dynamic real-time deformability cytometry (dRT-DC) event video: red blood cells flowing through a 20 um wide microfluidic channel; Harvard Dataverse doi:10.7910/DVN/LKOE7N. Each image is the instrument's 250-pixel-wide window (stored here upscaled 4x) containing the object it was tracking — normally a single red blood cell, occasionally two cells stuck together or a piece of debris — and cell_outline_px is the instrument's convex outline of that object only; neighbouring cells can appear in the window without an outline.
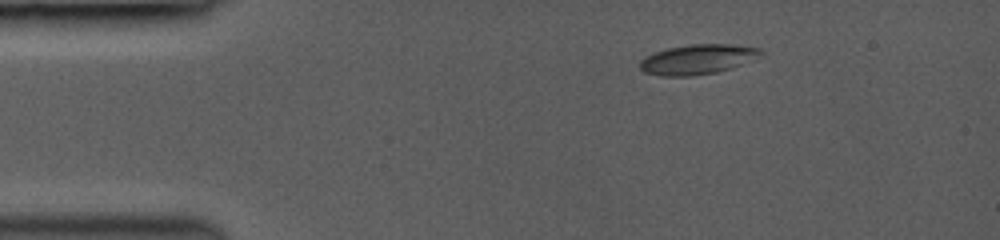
{"species": "common noctule bat (a hibernating species)", "species_latin": "Nyctalus noctula", "temperature_condition": "room temperature", "stored_images_in_passage": 11, "camera_frame_rate_fps": 3000, "um_per_image_px": 0.085, "animal": {"sex": "female", "body_mass_g": 19.0, "forearm_length_mm": 53.3}, "frame": {"image": 1, "passage_image": 1, "time_ms": 0.0, "image_size_px": [1000, 240], "cell_outline_px": [[764, 56], [756, 60], [716, 72], [688, 76], [660, 76], [644, 72], [640, 68], [640, 60], [656, 52], [668, 48], [688, 44], [732, 44], [760, 48], [764, 52]], "centroid_in_image_um": [59.37, 5.03], "position_along_channel_um": 25.6, "area_um2": 21.15}}
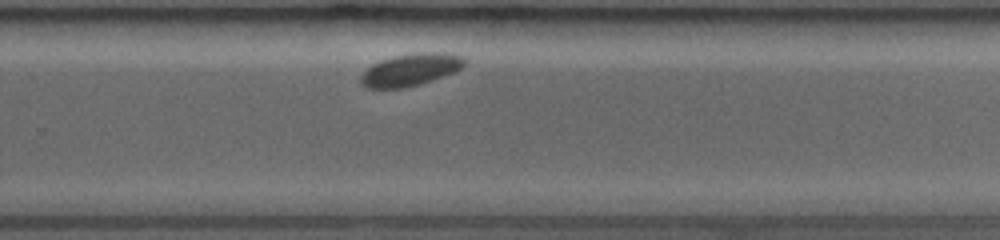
{"frame": {"image": 2, "passage_image": 11, "time_ms": 9.0, "image_size_px": [1000, 240], "cell_outline_px": [[468, 64], [452, 72], [432, 80], [420, 84], [404, 88], [368, 88], [360, 80], [360, 76], [372, 64], [380, 60], [392, 56], [420, 52], [444, 52], [464, 56], [468, 60]], "centroid_in_image_um": [34.94, 5.9], "position_along_channel_um": 294.9, "area_um2": 19.54}}